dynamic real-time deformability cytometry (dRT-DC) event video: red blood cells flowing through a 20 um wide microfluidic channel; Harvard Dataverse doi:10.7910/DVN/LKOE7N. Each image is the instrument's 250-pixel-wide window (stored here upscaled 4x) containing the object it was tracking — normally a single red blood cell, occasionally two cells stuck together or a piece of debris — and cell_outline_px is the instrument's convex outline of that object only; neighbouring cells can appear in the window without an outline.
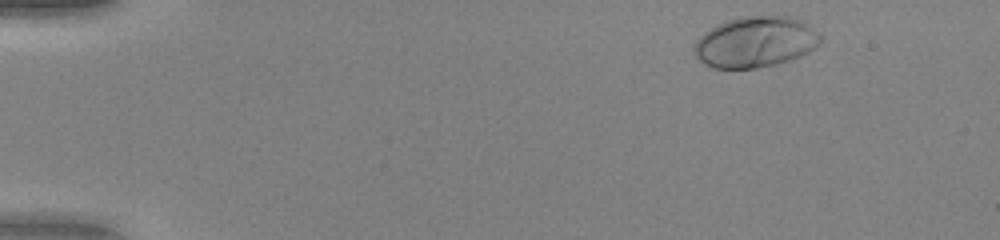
{"species": "human", "species_latin": "Homo sapiens", "temperature_condition": "warm", "stored_images_in_passage": 47, "camera_frame_rate_fps": 3000, "um_per_image_px": 0.085, "donor": {"sex": "female"}, "frame": {"image": 1, "passage_image": 2, "time_ms": 0.333, "image_size_px": [1000, 240], "cell_outline_px": [[820, 44], [816, 48], [792, 60], [776, 64], [756, 68], [712, 68], [704, 64], [692, 52], [692, 48], [696, 40], [700, 36], [712, 28], [728, 20], [744, 16], [784, 16], [796, 20], [812, 28], [820, 36]], "centroid_in_image_um": [64.17, 3.6], "position_along_channel_um": 20.8, "area_um2": 37.05}}
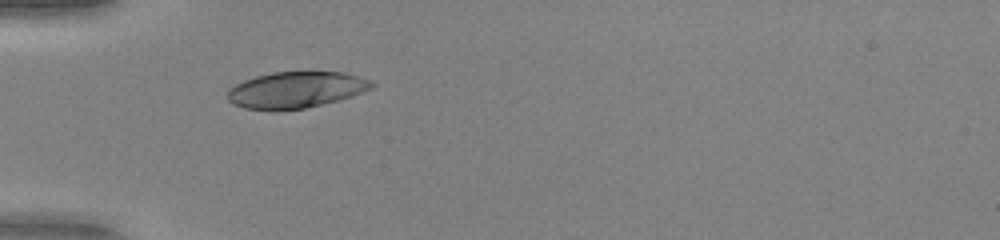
{"frame": {"image": 2, "passage_image": 13, "time_ms": 4.0, "image_size_px": [1000, 240], "cell_outline_px": [[376, 84], [372, 88], [352, 96], [304, 108], [276, 112], [272, 112], [244, 108], [232, 104], [228, 100], [228, 88], [244, 80], [256, 76], [272, 72], [344, 72], [372, 80]], "centroid_in_image_um": [25.12, 7.65], "position_along_channel_um": 59.9, "area_um2": 30.81}}
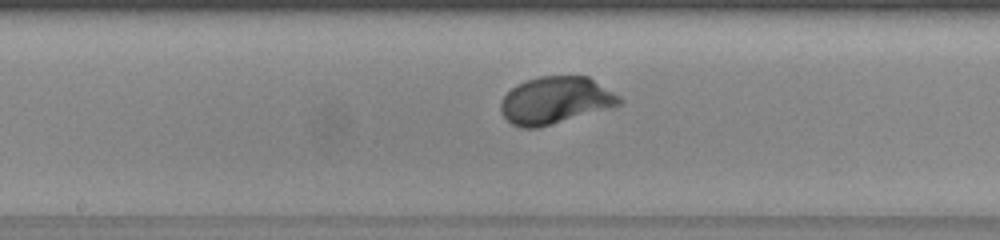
{"frame": {"image": 3, "passage_image": 24, "time_ms": 7.667, "image_size_px": [1000, 240], "cell_outline_px": [[624, 100], [620, 104], [612, 108], [536, 128], [520, 128], [512, 124], [500, 112], [500, 100], [516, 84], [540, 76], [588, 76], [620, 96]], "centroid_in_image_um": [47.21, 8.53], "position_along_channel_um": 201.0, "area_um2": 32.6}, "authors_computed_cell_mechanics": {"area_um2": 31.9056, "velocity_mm_per_s": 4.0604, "shape_relaxation_time_tau1_ms": 1.7813, "shape_relaxation_time_tau2_ms": null, "deformation_change_tau1": 0.1623, "deformation_change_tau2": null}}